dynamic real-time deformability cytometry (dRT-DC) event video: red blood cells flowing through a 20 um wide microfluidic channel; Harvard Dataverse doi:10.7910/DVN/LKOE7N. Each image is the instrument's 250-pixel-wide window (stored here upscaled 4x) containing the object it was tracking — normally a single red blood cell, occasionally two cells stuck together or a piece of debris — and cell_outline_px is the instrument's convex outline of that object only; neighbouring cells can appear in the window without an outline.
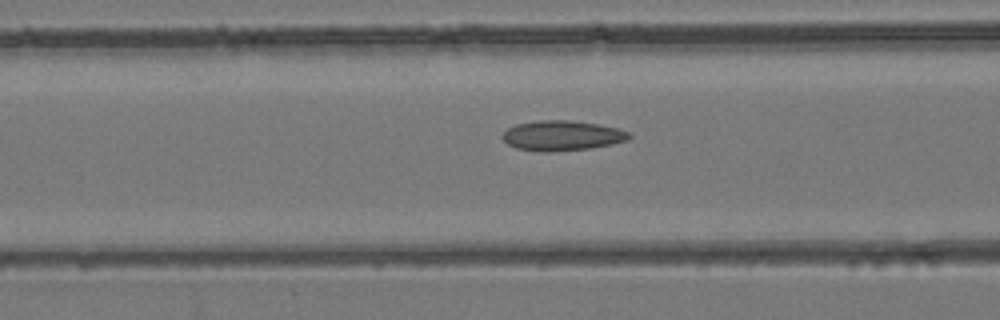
{"species": "common noctule bat (a hibernating species)", "species_latin": "Nyctalus noctula", "temperature_condition": "room temperature", "stored_images_in_passage": 44, "camera_frame_rate_fps": 3000, "um_per_image_px": 0.085, "animal": {"sex": "female", "body_mass_g": 24.6, "forearm_length_mm": 56.2}, "frame": {"image": 1, "passage_image": 18, "time_ms": 5.667, "image_size_px": [1000, 320], "cell_outline_px": [[632, 136], [628, 140], [612, 144], [588, 148], [548, 152], [540, 152], [516, 148], [508, 144], [500, 136], [508, 128], [516, 124], [536, 120], [568, 120], [596, 124], [616, 128], [628, 132]], "centroid_in_image_um": [47.73, 11.53], "position_along_channel_um": 118.9, "area_um2": 22.08}}
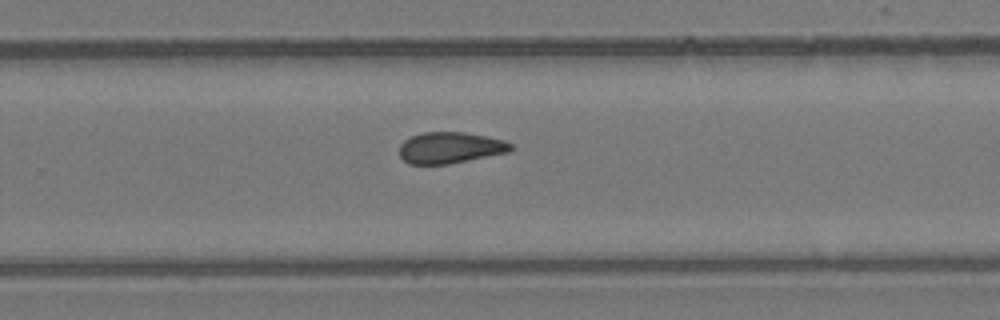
{"frame": {"image": 2, "passage_image": 29, "time_ms": 9.333, "image_size_px": [1000, 320], "cell_outline_px": [[512, 148], [508, 152], [448, 164], [408, 164], [400, 156], [400, 144], [404, 140], [412, 136], [424, 132], [464, 132], [504, 140], [512, 144]], "centroid_in_image_um": [38.24, 12.55], "position_along_channel_um": 291.6, "area_um2": 20.11}}
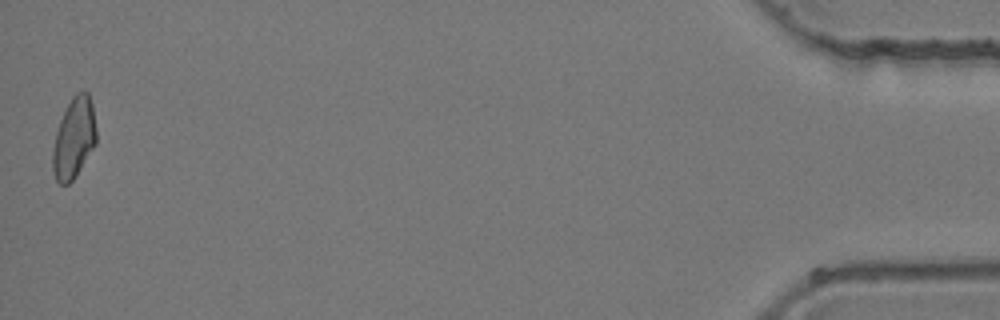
{"frame": {"image": 3, "passage_image": 44, "time_ms": 14.333, "image_size_px": [1000, 320], "cell_outline_px": [[96, 144], [76, 176], [68, 184], [60, 184], [56, 180], [52, 168], [52, 152], [56, 132], [60, 120], [72, 96], [76, 92], [88, 92], [92, 104], [96, 128]], "centroid_in_image_um": [6.29, 11.75], "position_along_channel_um": 428.9, "area_um2": 20.46}}